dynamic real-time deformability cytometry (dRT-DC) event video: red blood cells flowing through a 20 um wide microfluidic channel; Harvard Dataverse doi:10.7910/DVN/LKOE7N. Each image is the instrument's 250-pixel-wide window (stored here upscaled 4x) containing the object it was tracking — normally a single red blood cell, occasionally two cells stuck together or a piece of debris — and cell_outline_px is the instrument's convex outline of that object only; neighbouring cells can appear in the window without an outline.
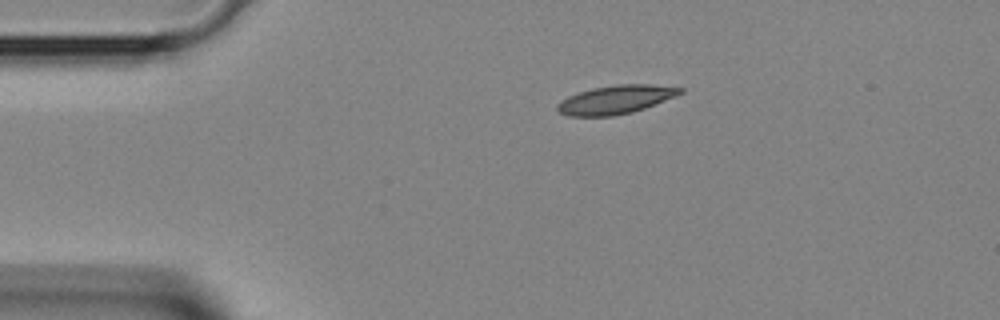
{"species": "Egyptian fruit bat (a non-hibernating species)", "species_latin": "Rousettus aegyptiacus", "temperature_condition": "room temperature", "stored_images_in_passage": 2, "camera_frame_rate_fps": 3000, "um_per_image_px": 0.085, "animal": {"sex": "female"}, "frame": {"image": 1, "passage_image": 1, "time_ms": 0.0, "image_size_px": [1000, 320], "cell_outline_px": [[684, 92], [676, 96], [644, 108], [632, 112], [612, 116], [568, 116], [560, 112], [556, 108], [556, 104], [560, 100], [568, 96], [592, 88], [616, 84], [648, 84], [684, 88]], "centroid_in_image_um": [52.32, 8.46], "position_along_channel_um": 32.7, "area_um2": 20.4}}